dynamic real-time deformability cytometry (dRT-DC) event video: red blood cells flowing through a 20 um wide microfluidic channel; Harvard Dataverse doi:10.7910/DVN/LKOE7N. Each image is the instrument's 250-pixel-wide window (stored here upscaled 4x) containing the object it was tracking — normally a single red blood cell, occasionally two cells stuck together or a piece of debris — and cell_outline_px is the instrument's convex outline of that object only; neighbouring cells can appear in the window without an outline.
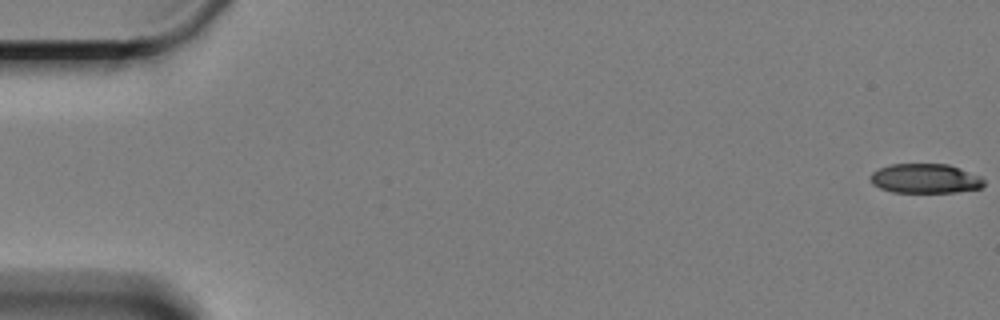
{"species": "Egyptian fruit bat (a non-hibernating species)", "species_latin": "Rousettus aegyptiacus", "temperature_condition": "cold", "stored_images_in_passage": 57, "camera_frame_rate_fps": 3000, "um_per_image_px": 0.085, "animal": {"sex": "female"}, "frame": {"image": 1, "passage_image": 1, "time_ms": 0.0, "image_size_px": [1000, 320], "cell_outline_px": [[984, 184], [980, 188], [956, 192], [892, 192], [880, 188], [872, 184], [872, 172], [888, 164], [948, 164], [960, 168], [980, 176], [984, 180]], "centroid_in_image_um": [78.65, 15.17], "position_along_channel_um": 6.4, "area_um2": 19.42}}
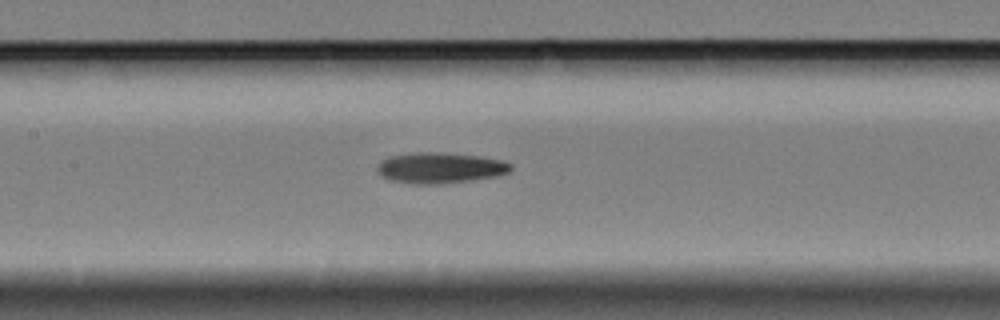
{"frame": {"image": 2, "passage_image": 29, "time_ms": 9.333, "image_size_px": [1000, 320], "cell_outline_px": [[512, 168], [508, 172], [496, 176], [472, 180], [436, 184], [416, 184], [388, 180], [376, 172], [376, 168], [384, 160], [392, 156], [428, 152], [476, 156], [500, 160], [512, 164]], "centroid_in_image_um": [37.4, 14.29], "position_along_channel_um": 170.0, "area_um2": 23.35}}
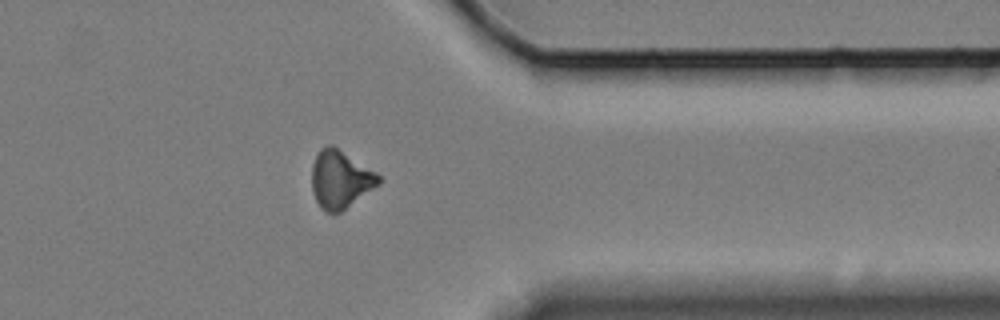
{"frame": {"image": 3, "passage_image": 49, "time_ms": 16.0, "image_size_px": [1000, 320], "cell_outline_px": [[380, 184], [340, 212], [324, 212], [320, 208], [316, 200], [312, 188], [312, 164], [316, 152], [320, 148], [328, 144], [332, 144], [376, 172], [380, 176]], "centroid_in_image_um": [28.9, 15.22], "position_along_channel_um": 382.5, "area_um2": 22.54}}